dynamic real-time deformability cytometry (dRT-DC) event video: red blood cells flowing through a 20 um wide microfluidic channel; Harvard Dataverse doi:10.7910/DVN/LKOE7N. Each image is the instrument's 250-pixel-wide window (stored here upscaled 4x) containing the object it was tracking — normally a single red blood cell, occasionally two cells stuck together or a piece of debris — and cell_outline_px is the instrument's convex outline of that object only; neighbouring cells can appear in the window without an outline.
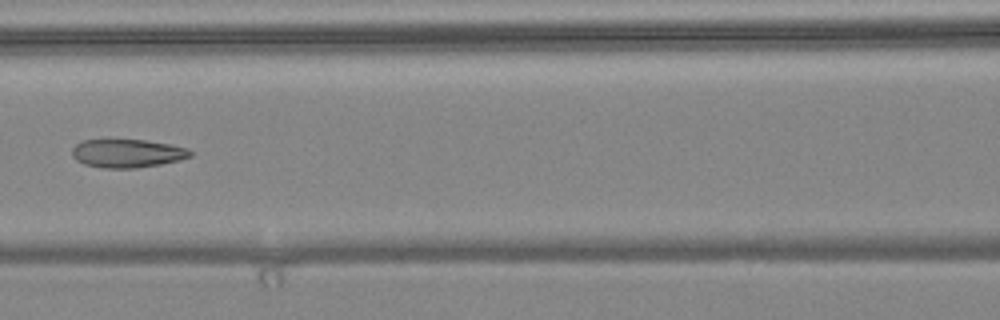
{"species": "common noctule bat (a hibernating species)", "species_latin": "Nyctalus noctula", "temperature_condition": "warm", "stored_images_in_passage": 5, "camera_frame_rate_fps": 3000, "um_per_image_px": 0.085, "animal": {"sex": "female", "body_mass_g": 24.6, "forearm_length_mm": 56.2}, "frame": {"image": 1, "passage_image": 5, "time_ms": 1.333, "image_size_px": [1000, 320], "cell_outline_px": [[192, 156], [180, 160], [160, 164], [136, 168], [100, 168], [84, 164], [76, 160], [72, 156], [72, 148], [76, 144], [84, 140], [144, 140], [168, 144], [188, 148], [192, 152]], "centroid_in_image_um": [10.81, 13.04], "position_along_channel_um": 155.8, "area_um2": 19.54}}